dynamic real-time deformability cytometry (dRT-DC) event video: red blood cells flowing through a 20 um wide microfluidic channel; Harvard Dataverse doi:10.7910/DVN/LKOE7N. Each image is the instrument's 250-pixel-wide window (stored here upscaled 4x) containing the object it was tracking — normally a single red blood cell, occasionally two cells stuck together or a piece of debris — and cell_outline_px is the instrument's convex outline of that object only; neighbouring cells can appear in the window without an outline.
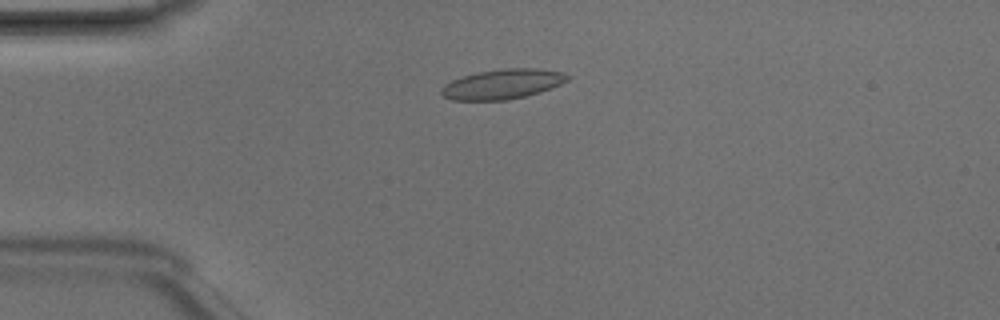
{"species": "Egyptian fruit bat (a non-hibernating species)", "species_latin": "Rousettus aegyptiacus", "temperature_condition": "room temperature", "stored_images_in_passage": 44, "camera_frame_rate_fps": 3000, "um_per_image_px": 0.085, "animal": {"sex": "male"}, "frame": {"image": 1, "passage_image": 8, "time_ms": 2.333, "image_size_px": [1000, 320], "cell_outline_px": [[568, 80], [560, 84], [540, 92], [508, 100], [452, 100], [444, 96], [440, 92], [440, 88], [444, 84], [452, 80], [476, 72], [504, 68], [536, 68], [560, 72], [568, 76]], "centroid_in_image_um": [42.67, 7.15], "position_along_channel_um": 42.3, "area_um2": 21.79}}
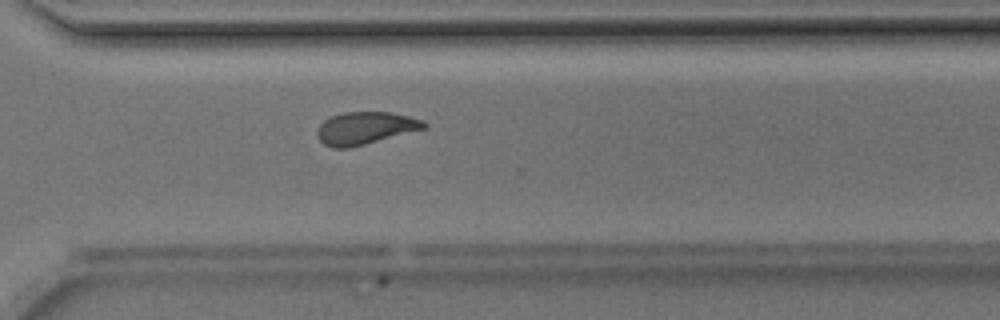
{"frame": {"image": 2, "passage_image": 31, "time_ms": 10.0, "image_size_px": [1000, 320], "cell_outline_px": [[428, 128], [348, 148], [332, 148], [324, 144], [316, 136], [316, 128], [324, 120], [332, 116], [344, 112], [392, 112], [424, 120], [428, 124]], "centroid_in_image_um": [31.05, 10.88], "position_along_channel_um": 339.5, "area_um2": 20.35}}
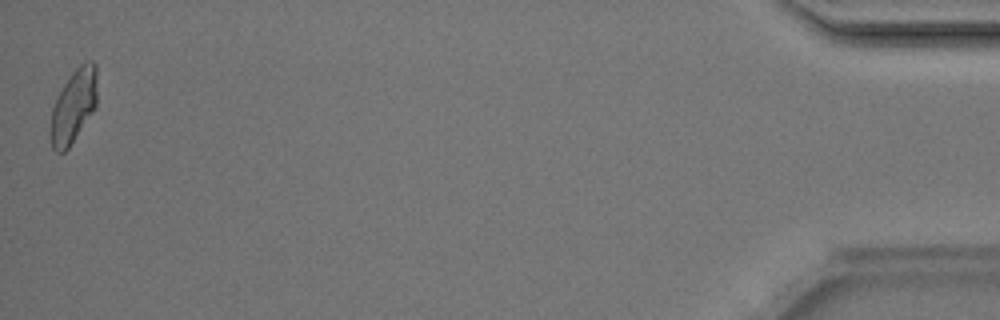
{"frame": {"image": 3, "passage_image": 44, "time_ms": 14.333, "image_size_px": [1000, 320], "cell_outline_px": [[96, 108], [68, 148], [64, 152], [56, 152], [52, 148], [48, 132], [52, 108], [64, 84], [72, 72], [80, 64], [88, 60], [92, 60], [96, 64]], "centroid_in_image_um": [6.23, 9.04], "position_along_channel_um": 429.0, "area_um2": 20.06}, "authors_computed_cell_mechanics": {"area_um2": 20.4323, "velocity_mm_per_s": 4.209, "shape_relaxation_time_tau1_ms": 4.2046, "shape_relaxation_time_tau2_ms": 1.1289, "deformation_change_tau1": 0.1224, "deformation_change_tau2": 0.0521}}